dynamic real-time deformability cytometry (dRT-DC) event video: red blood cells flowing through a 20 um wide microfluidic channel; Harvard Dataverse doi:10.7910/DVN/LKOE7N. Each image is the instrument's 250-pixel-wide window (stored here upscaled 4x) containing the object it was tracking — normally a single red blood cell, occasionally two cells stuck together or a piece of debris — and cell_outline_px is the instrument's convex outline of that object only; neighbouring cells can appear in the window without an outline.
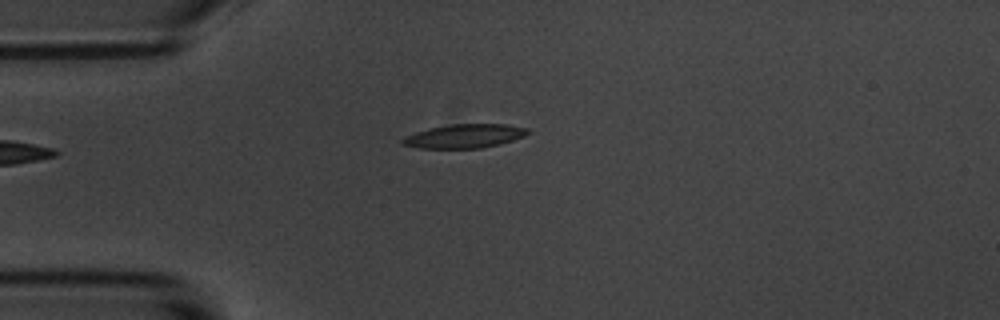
{"species": "common noctule bat (a hibernating species)", "species_latin": "Nyctalus noctula", "temperature_condition": "room temperature", "stored_images_in_passage": 37, "camera_frame_rate_fps": 3000, "um_per_image_px": 0.085, "animal": {"sex": "male", "body_mass_g": 20.1, "forearm_length_mm": 53.5}, "frame": {"image": 1, "passage_image": 1, "time_ms": 0.0, "image_size_px": [1000, 320], "cell_outline_px": [[532, 132], [524, 136], [500, 144], [480, 148], [420, 148], [400, 144], [400, 140], [404, 136], [428, 128], [452, 124], [508, 124], [528, 128]], "centroid_in_image_um": [39.48, 11.56], "position_along_channel_um": 45.5, "area_um2": 17.51}}
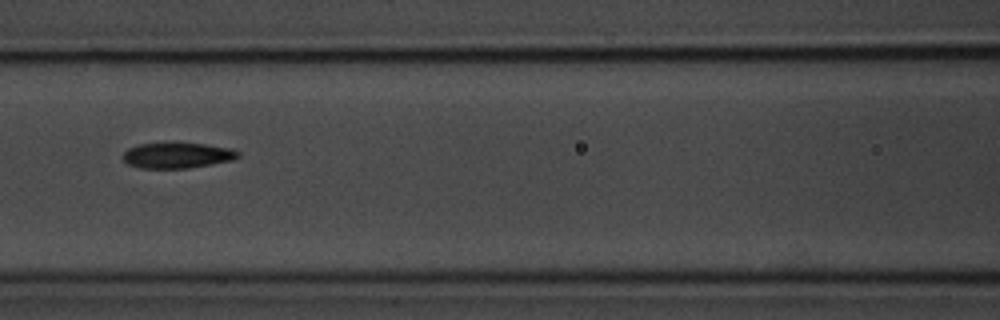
{"frame": {"image": 2, "passage_image": 11, "time_ms": 3.333, "image_size_px": [1000, 320], "cell_outline_px": [[240, 156], [232, 160], [212, 164], [188, 168], [140, 168], [128, 164], [120, 156], [128, 148], [140, 144], [176, 140], [232, 148], [240, 152]], "centroid_in_image_um": [15.05, 13.16], "position_along_channel_um": 151.5, "area_um2": 17.92}}
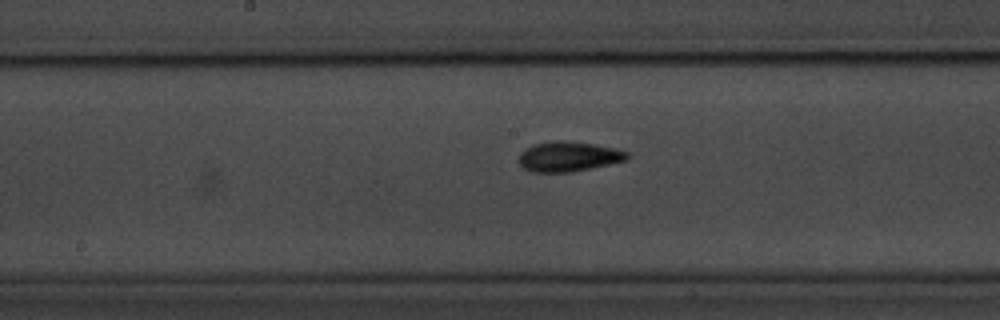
{"frame": {"image": 3, "passage_image": 15, "time_ms": 4.667, "image_size_px": [1000, 320], "cell_outline_px": [[628, 160], [572, 172], [532, 172], [524, 168], [516, 160], [520, 152], [524, 148], [532, 144], [552, 140], [564, 140], [596, 144], [616, 148], [628, 152]], "centroid_in_image_um": [48.28, 13.29], "position_along_channel_um": 199.9, "area_um2": 19.31}, "authors_computed_cell_mechanics": {"area_um2": 17.629, "velocity_mm_per_s": 3.6277, "shape_relaxation_time_tau1_ms": 4.3855, "shape_relaxation_time_tau2_ms": 4.0836, "deformation_change_tau1": 0.1538, "deformation_change_tau2": 0.1062}}